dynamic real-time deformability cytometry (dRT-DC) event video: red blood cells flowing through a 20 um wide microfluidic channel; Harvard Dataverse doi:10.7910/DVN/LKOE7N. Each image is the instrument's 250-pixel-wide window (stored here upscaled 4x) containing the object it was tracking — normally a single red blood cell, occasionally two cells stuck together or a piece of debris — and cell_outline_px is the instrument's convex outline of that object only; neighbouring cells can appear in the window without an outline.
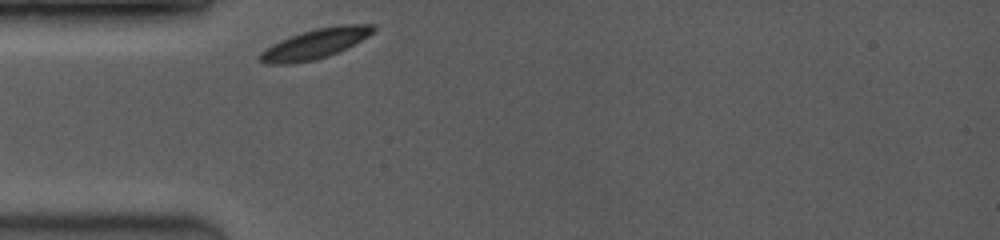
{"species": "common noctule bat (a hibernating species)", "species_latin": "Nyctalus noctula", "temperature_condition": "room temperature", "stored_images_in_passage": 23, "camera_frame_rate_fps": 3500, "um_per_image_px": 0.085, "animal": {"sex": "female", "body_mass_g": 19.0, "forearm_length_mm": 53.3}, "frame": {"image": 1, "passage_image": 1, "time_ms": 0.0, "image_size_px": [1000, 240], "cell_outline_px": [[376, 28], [368, 36], [328, 56], [316, 60], [292, 64], [268, 64], [260, 60], [260, 52], [272, 44], [280, 40], [316, 28], [344, 24], [372, 24]], "centroid_in_image_um": [26.76, 3.73], "position_along_channel_um": 58.2, "area_um2": 19.31}}
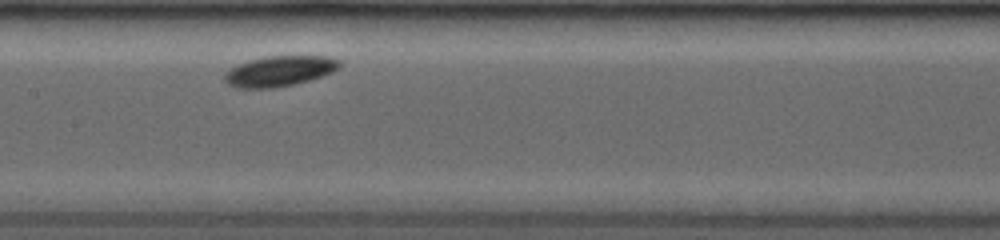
{"frame": {"image": 2, "passage_image": 9, "time_ms": 3.429, "image_size_px": [1000, 240], "cell_outline_px": [[340, 64], [332, 72], [308, 80], [292, 84], [272, 88], [240, 88], [228, 84], [224, 80], [224, 76], [228, 68], [236, 64], [264, 56], [328, 56], [340, 60]], "centroid_in_image_um": [23.7, 6.03], "position_along_channel_um": 183.7, "area_um2": 20.23}}
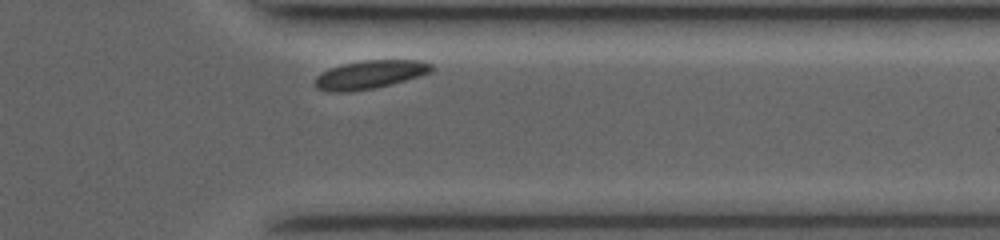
{"frame": {"image": 3, "passage_image": 21, "time_ms": 8.571, "image_size_px": [1000, 240], "cell_outline_px": [[436, 68], [432, 72], [420, 76], [392, 84], [352, 92], [328, 92], [316, 88], [316, 76], [320, 72], [344, 64], [360, 60], [420, 60], [432, 64]], "centroid_in_image_um": [31.47, 6.34], "position_along_channel_um": 379.9, "area_um2": 19.42}, "authors_computed_cell_mechanics": {"area_um2": 19.7098, "velocity_mm_per_s": 3.7861, "shape_relaxation_time_tau1_ms": 0.7249, "shape_relaxation_time_tau2_ms": null, "deformation_change_tau1": 0.0424, "deformation_change_tau2": null}}